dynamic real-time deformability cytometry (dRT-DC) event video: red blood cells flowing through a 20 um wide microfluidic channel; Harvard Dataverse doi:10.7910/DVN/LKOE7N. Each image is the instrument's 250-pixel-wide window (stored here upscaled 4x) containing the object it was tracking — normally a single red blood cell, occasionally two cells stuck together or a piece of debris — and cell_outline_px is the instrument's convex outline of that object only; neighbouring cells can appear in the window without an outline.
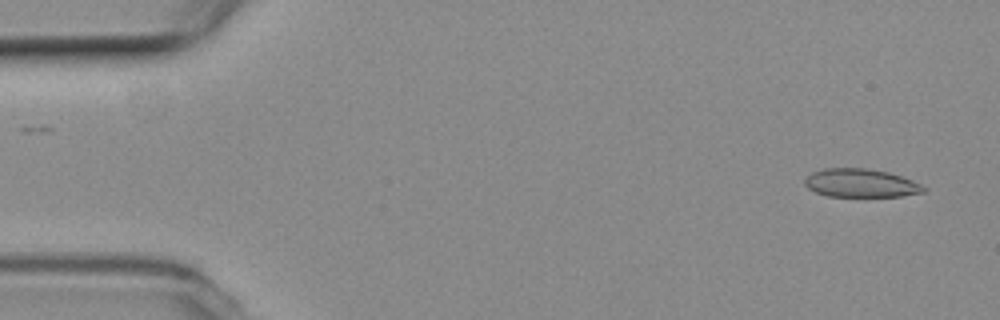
{"species": "common noctule bat (a hibernating species)", "species_latin": "Nyctalus noctula", "temperature_condition": "room temperature", "stored_images_in_passage": 53, "camera_frame_rate_fps": 3000, "um_per_image_px": 0.085, "animal": {"sex": "female", "body_mass_g": 19.3, "forearm_length_mm": 54.1}, "frame": {"image": 1, "passage_image": 2, "time_ms": 0.333, "image_size_px": [1000, 320], "cell_outline_px": [[928, 188], [924, 192], [900, 196], [828, 196], [816, 192], [808, 188], [804, 184], [804, 180], [812, 172], [824, 168], [864, 168], [888, 172], [912, 180]], "centroid_in_image_um": [73.16, 15.56], "position_along_channel_um": 11.8, "area_um2": 19.54}}
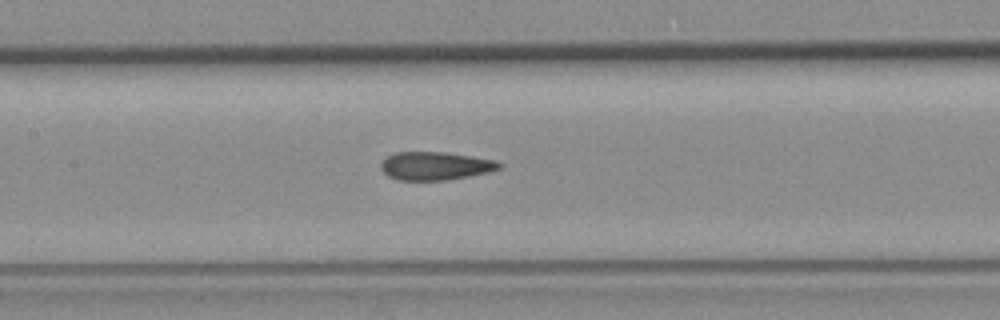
{"frame": {"image": 2, "passage_image": 24, "time_ms": 7.667, "image_size_px": [1000, 320], "cell_outline_px": [[504, 164], [500, 168], [488, 172], [448, 180], [396, 180], [388, 176], [380, 168], [380, 164], [388, 156], [396, 152], [444, 152], [472, 156], [492, 160]], "centroid_in_image_um": [36.98, 14.1], "position_along_channel_um": 170.4, "area_um2": 19.36}}
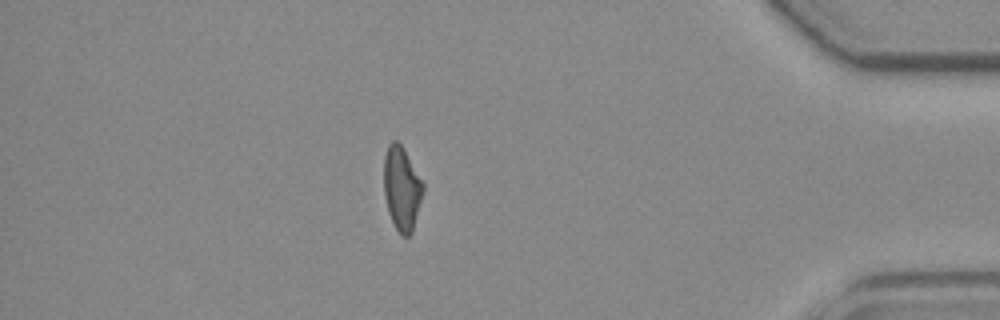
{"frame": {"image": 3, "passage_image": 46, "time_ms": 15.0, "image_size_px": [1000, 320], "cell_outline_px": [[424, 188], [412, 232], [408, 236], [400, 236], [388, 212], [384, 196], [384, 156], [388, 144], [392, 140], [396, 140], [404, 148], [424, 184]], "centroid_in_image_um": [34.14, 16.0], "position_along_channel_um": 401.1, "area_um2": 19.13}, "authors_computed_cell_mechanics": {"area_um2": 19.7676, "velocity_mm_per_s": 3.7647, "shape_relaxation_time_tau1_ms": null, "shape_relaxation_time_tau2_ms": 1.965, "deformation_change_tau1": null, "deformation_change_tau2": 0.0815}}